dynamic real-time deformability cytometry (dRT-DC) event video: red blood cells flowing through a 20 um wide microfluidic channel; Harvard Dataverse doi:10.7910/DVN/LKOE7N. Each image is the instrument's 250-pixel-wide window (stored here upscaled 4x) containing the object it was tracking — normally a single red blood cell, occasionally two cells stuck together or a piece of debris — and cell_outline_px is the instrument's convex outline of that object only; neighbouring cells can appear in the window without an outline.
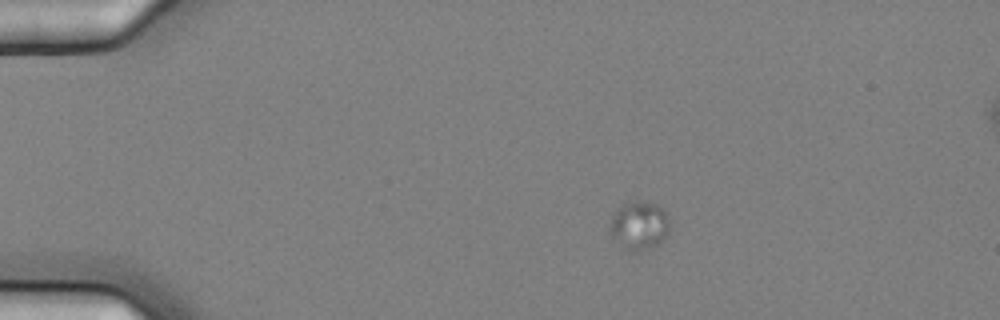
{"species": "common noctule bat (a hibernating species)", "species_latin": "Nyctalus noctula", "temperature_condition": "cold", "stored_images_in_passage": 4, "camera_frame_rate_fps": 3000, "um_per_image_px": 0.085, "animal": {"sex": "female", "body_mass_g": 25.1}, "frame": {"image": 1, "passage_image": 2, "time_ms": 0.333, "image_size_px": [1000, 320], "cell_outline_px": [[668, 236], [652, 248], [640, 252], [628, 252], [620, 248], [608, 232], [608, 224], [612, 216], [624, 204], [636, 200], [640, 200], [656, 204], [668, 212]], "centroid_in_image_um": [54.3, 19.22], "position_along_channel_um": 30.7, "area_um2": 17.51}}